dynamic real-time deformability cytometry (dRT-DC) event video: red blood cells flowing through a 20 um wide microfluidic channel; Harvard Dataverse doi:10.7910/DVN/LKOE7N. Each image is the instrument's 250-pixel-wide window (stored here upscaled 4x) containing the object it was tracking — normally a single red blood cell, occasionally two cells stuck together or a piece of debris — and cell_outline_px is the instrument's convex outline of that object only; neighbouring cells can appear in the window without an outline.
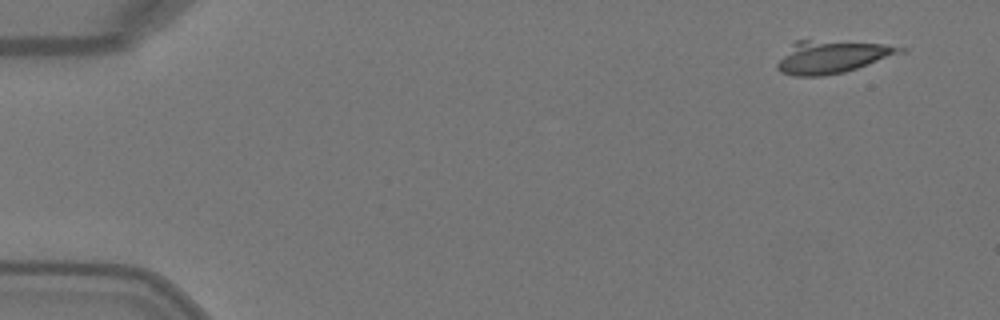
{"species": "Egyptian fruit bat (a non-hibernating species)", "species_latin": "Rousettus aegyptiacus", "temperature_condition": "warm", "stored_images_in_passage": 4, "camera_frame_rate_fps": 3000, "um_per_image_px": 0.085, "animal": {"sex": "female"}, "frame": {"image": 1, "passage_image": 1, "time_ms": 0.0, "image_size_px": [1000, 320], "cell_outline_px": [[908, 48], [904, 52], [844, 72], [824, 76], [796, 76], [780, 72], [776, 68], [776, 64], [792, 44], [796, 40], [808, 40], [888, 44]], "centroid_in_image_um": [70.72, 4.84], "position_along_channel_um": 14.3, "area_um2": 23.12}}